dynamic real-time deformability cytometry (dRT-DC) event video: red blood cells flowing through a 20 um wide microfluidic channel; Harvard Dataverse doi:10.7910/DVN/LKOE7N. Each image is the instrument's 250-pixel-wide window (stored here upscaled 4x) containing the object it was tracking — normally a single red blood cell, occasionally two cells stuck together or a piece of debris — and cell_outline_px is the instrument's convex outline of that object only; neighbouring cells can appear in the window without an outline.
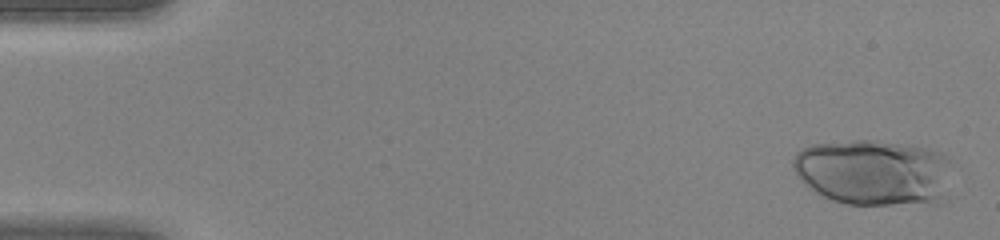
{"species": "human", "species_latin": "Homo sapiens", "temperature_condition": "warm", "stored_images_in_passage": 45, "camera_frame_rate_fps": 3000, "um_per_image_px": 0.085, "donor": {"sex": "female"}, "frame": {"image": 1, "passage_image": 2, "time_ms": 0.333, "image_size_px": [1000, 240], "cell_outline_px": [[948, 164], [940, 204], [848, 204], [832, 200], [820, 196], [804, 184], [800, 180], [792, 168], [792, 160], [796, 152], [812, 144], [852, 140], [876, 140], [912, 144], [944, 152], [948, 156]], "centroid_in_image_um": [74.19, 14.63], "position_along_channel_um": 10.8, "area_um2": 61.5}}
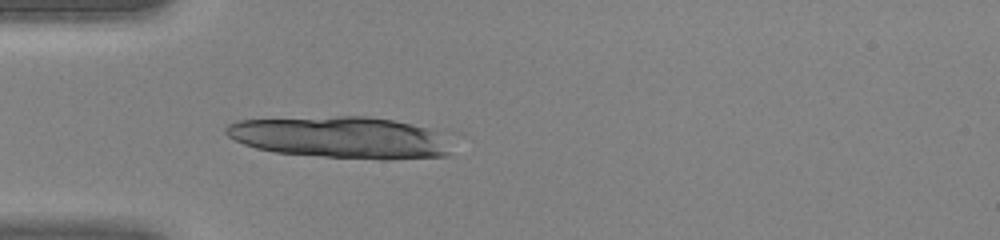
{"frame": {"image": 2, "passage_image": 14, "time_ms": 4.333, "image_size_px": [1000, 240], "cell_outline_px": [[448, 156], [388, 160], [380, 160], [324, 156], [276, 152], [256, 148], [244, 144], [228, 136], [224, 132], [224, 128], [228, 124], [236, 120], [336, 116], [368, 116], [392, 120], [412, 124], [436, 132], [448, 152]], "centroid_in_image_um": [28.84, 11.68], "position_along_channel_um": 56.2, "area_um2": 54.1}}